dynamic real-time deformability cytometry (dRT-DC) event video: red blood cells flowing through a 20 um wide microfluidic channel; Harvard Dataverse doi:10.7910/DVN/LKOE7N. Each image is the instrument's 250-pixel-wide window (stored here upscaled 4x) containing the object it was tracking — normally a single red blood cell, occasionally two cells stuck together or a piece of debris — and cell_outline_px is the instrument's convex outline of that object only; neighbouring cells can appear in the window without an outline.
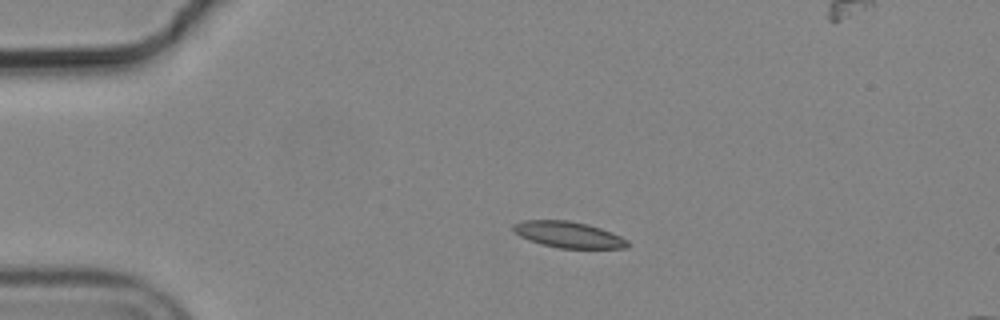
{"species": "common noctule bat (a hibernating species)", "species_latin": "Nyctalus noctula", "temperature_condition": "cold", "stored_images_in_passage": 5, "camera_frame_rate_fps": 3000, "um_per_image_px": 0.085, "animal": {"sex": "male", "body_mass_g": 19.2, "forearm_length_mm": 51.8}, "frame": {"image": 1, "passage_image": 3, "time_ms": 0.667, "image_size_px": [1000, 320], "cell_outline_px": [[628, 248], [560, 248], [540, 244], [528, 240], [520, 236], [512, 228], [512, 224], [524, 220], [568, 220], [588, 224], [612, 232], [628, 240]], "centroid_in_image_um": [48.31, 19.94], "position_along_channel_um": 36.7, "area_um2": 17.46}}